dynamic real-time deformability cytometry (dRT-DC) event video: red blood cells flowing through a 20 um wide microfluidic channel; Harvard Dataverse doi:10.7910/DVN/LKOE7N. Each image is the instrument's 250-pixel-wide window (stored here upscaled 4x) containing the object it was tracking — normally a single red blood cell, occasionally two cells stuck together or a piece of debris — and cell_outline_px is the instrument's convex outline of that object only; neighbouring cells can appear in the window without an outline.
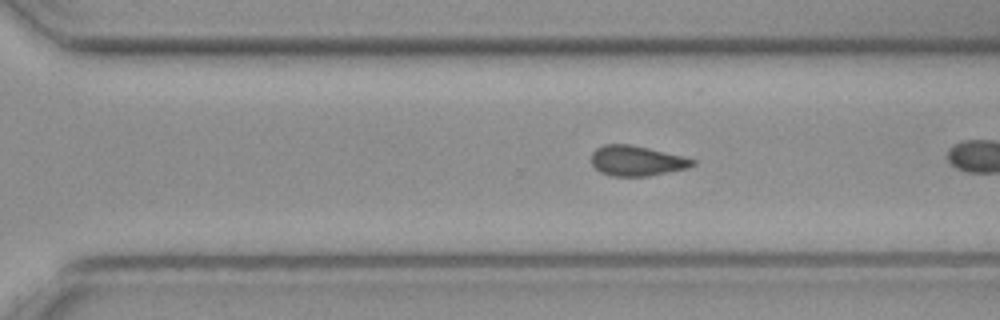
{"species": "common noctule bat (a hibernating species)", "species_latin": "Nyctalus noctula", "temperature_condition": "cold", "stored_images_in_passage": 37, "camera_frame_rate_fps": 3000, "um_per_image_px": 0.085, "animal": {"sex": "female", "body_mass_g": 19.3, "forearm_length_mm": 54.1}, "frame": {"image": 1, "passage_image": 32, "time_ms": 10.333, "image_size_px": [1000, 320], "cell_outline_px": [[696, 164], [688, 168], [648, 176], [612, 176], [600, 172], [592, 164], [592, 152], [596, 148], [604, 144], [632, 144], [696, 160]], "centroid_in_image_um": [54.1, 13.67], "position_along_channel_um": 316.5, "area_um2": 17.69}}